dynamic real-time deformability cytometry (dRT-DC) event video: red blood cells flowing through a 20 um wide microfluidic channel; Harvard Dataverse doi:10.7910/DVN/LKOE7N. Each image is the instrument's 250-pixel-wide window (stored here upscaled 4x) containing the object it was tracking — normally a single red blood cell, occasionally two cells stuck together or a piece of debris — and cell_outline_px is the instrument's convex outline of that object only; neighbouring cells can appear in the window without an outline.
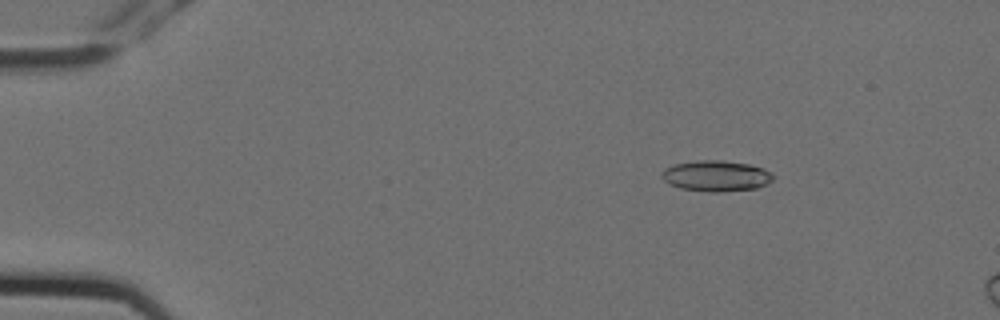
{"species": "Egyptian fruit bat (a non-hibernating species)", "species_latin": "Rousettus aegyptiacus", "temperature_condition": "cold", "stored_images_in_passage": 3, "camera_frame_rate_fps": 3000, "um_per_image_px": 0.085, "animal": {"sex": "female"}, "frame": {"image": 1, "passage_image": 2, "time_ms": 0.333, "image_size_px": [1000, 320], "cell_outline_px": [[776, 176], [768, 184], [756, 188], [720, 192], [708, 192], [680, 188], [668, 184], [660, 176], [660, 172], [664, 168], [676, 164], [696, 160], [724, 160], [748, 164], [764, 168]], "centroid_in_image_um": [60.86, 14.95], "position_along_channel_um": 24.1, "area_um2": 20.29}}